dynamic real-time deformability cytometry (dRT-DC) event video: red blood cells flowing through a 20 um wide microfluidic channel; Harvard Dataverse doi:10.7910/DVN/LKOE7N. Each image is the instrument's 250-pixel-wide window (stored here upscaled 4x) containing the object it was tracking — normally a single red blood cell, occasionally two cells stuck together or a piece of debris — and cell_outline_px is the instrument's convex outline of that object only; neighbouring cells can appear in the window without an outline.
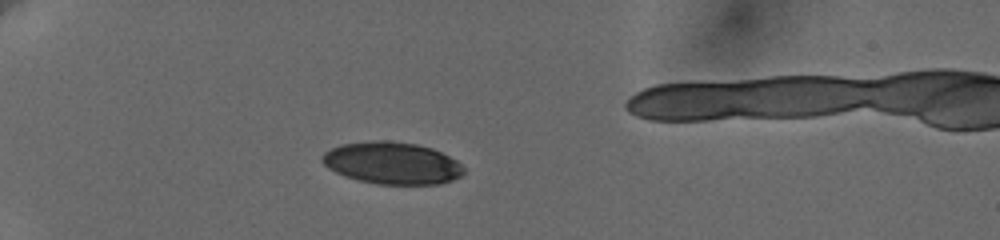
{"species": "human", "species_latin": "Homo sapiens", "temperature_condition": "cold", "stored_images_in_passage": 40, "camera_frame_rate_fps": 3000, "um_per_image_px": 0.085, "donor": {"sex": "female"}, "frame": {"image": 1, "passage_image": 1, "time_ms": 0.0, "image_size_px": [1000, 240], "cell_outline_px": [[464, 172], [460, 176], [452, 180], [440, 184], [376, 184], [344, 176], [328, 168], [320, 160], [320, 156], [324, 152], [340, 144], [372, 140], [388, 140], [416, 144], [432, 148], [456, 160], [464, 168]], "centroid_in_image_um": [33.3, 13.85], "position_along_channel_um": 51.7, "area_um2": 34.8}}
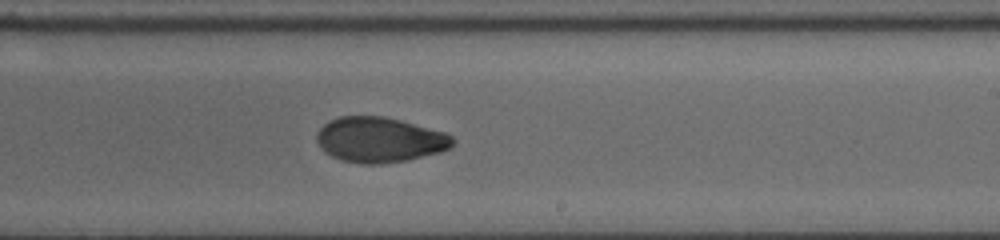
{"frame": {"image": 2, "passage_image": 21, "time_ms": 6.667, "image_size_px": [1000, 240], "cell_outline_px": [[456, 140], [452, 148], [440, 152], [408, 160], [380, 164], [360, 164], [340, 160], [332, 156], [316, 140], [316, 136], [320, 128], [328, 120], [340, 116], [384, 116], [400, 120], [444, 132], [452, 136]], "centroid_in_image_um": [32.3, 11.88], "position_along_channel_um": 256.7, "area_um2": 35.84}}
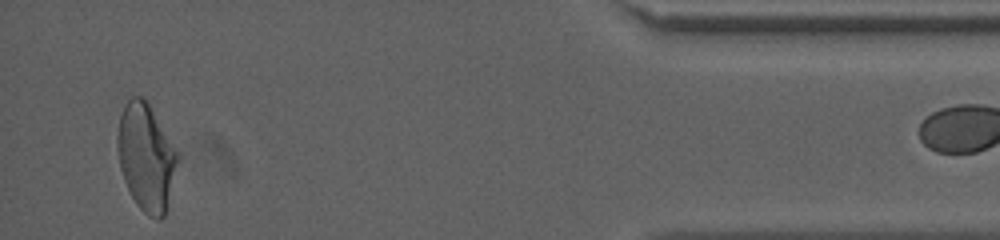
{"frame": {"image": 3, "passage_image": 39, "time_ms": 12.667, "image_size_px": [1000, 240], "cell_outline_px": [[180, 156], [164, 216], [160, 220], [156, 220], [148, 216], [136, 204], [124, 180], [120, 168], [116, 144], [116, 136], [120, 116], [128, 100], [132, 96], [144, 96]], "centroid_in_image_um": [12.41, 13.36], "position_along_channel_um": 422.8, "area_um2": 37.34}}